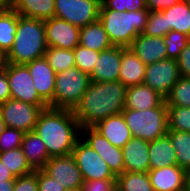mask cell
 <instances>
[{"mask_svg":"<svg viewBox=\"0 0 190 191\" xmlns=\"http://www.w3.org/2000/svg\"><path fill=\"white\" fill-rule=\"evenodd\" d=\"M121 69V46H112L103 50L89 75L92 82L118 81Z\"/></svg>","mask_w":190,"mask_h":191,"instance_id":"obj_16","label":"cell"},{"mask_svg":"<svg viewBox=\"0 0 190 191\" xmlns=\"http://www.w3.org/2000/svg\"><path fill=\"white\" fill-rule=\"evenodd\" d=\"M14 0H0V8L4 11L13 9Z\"/></svg>","mask_w":190,"mask_h":191,"instance_id":"obj_49","label":"cell"},{"mask_svg":"<svg viewBox=\"0 0 190 191\" xmlns=\"http://www.w3.org/2000/svg\"><path fill=\"white\" fill-rule=\"evenodd\" d=\"M13 191H38L37 170L28 175L16 177Z\"/></svg>","mask_w":190,"mask_h":191,"instance_id":"obj_41","label":"cell"},{"mask_svg":"<svg viewBox=\"0 0 190 191\" xmlns=\"http://www.w3.org/2000/svg\"><path fill=\"white\" fill-rule=\"evenodd\" d=\"M45 58L56 74L75 67L73 50L48 47Z\"/></svg>","mask_w":190,"mask_h":191,"instance_id":"obj_32","label":"cell"},{"mask_svg":"<svg viewBox=\"0 0 190 191\" xmlns=\"http://www.w3.org/2000/svg\"><path fill=\"white\" fill-rule=\"evenodd\" d=\"M71 155L84 180L116 179L108 164L81 137L76 141Z\"/></svg>","mask_w":190,"mask_h":191,"instance_id":"obj_7","label":"cell"},{"mask_svg":"<svg viewBox=\"0 0 190 191\" xmlns=\"http://www.w3.org/2000/svg\"><path fill=\"white\" fill-rule=\"evenodd\" d=\"M167 135L176 151L177 165L188 173L190 171V132L168 130Z\"/></svg>","mask_w":190,"mask_h":191,"instance_id":"obj_29","label":"cell"},{"mask_svg":"<svg viewBox=\"0 0 190 191\" xmlns=\"http://www.w3.org/2000/svg\"><path fill=\"white\" fill-rule=\"evenodd\" d=\"M181 77L190 78V41L176 59Z\"/></svg>","mask_w":190,"mask_h":191,"instance_id":"obj_43","label":"cell"},{"mask_svg":"<svg viewBox=\"0 0 190 191\" xmlns=\"http://www.w3.org/2000/svg\"><path fill=\"white\" fill-rule=\"evenodd\" d=\"M0 160L14 174L15 177L28 175L34 172L28 164L21 147L0 152Z\"/></svg>","mask_w":190,"mask_h":191,"instance_id":"obj_31","label":"cell"},{"mask_svg":"<svg viewBox=\"0 0 190 191\" xmlns=\"http://www.w3.org/2000/svg\"><path fill=\"white\" fill-rule=\"evenodd\" d=\"M101 0H55V17L82 28L99 20Z\"/></svg>","mask_w":190,"mask_h":191,"instance_id":"obj_8","label":"cell"},{"mask_svg":"<svg viewBox=\"0 0 190 191\" xmlns=\"http://www.w3.org/2000/svg\"><path fill=\"white\" fill-rule=\"evenodd\" d=\"M33 84L39 96L49 105L53 101L56 73L44 57L35 59L27 64Z\"/></svg>","mask_w":190,"mask_h":191,"instance_id":"obj_15","label":"cell"},{"mask_svg":"<svg viewBox=\"0 0 190 191\" xmlns=\"http://www.w3.org/2000/svg\"><path fill=\"white\" fill-rule=\"evenodd\" d=\"M167 106L190 107V78L180 77L165 97Z\"/></svg>","mask_w":190,"mask_h":191,"instance_id":"obj_33","label":"cell"},{"mask_svg":"<svg viewBox=\"0 0 190 191\" xmlns=\"http://www.w3.org/2000/svg\"><path fill=\"white\" fill-rule=\"evenodd\" d=\"M42 170L66 190L81 189L84 182L82 173L71 154L51 157Z\"/></svg>","mask_w":190,"mask_h":191,"instance_id":"obj_13","label":"cell"},{"mask_svg":"<svg viewBox=\"0 0 190 191\" xmlns=\"http://www.w3.org/2000/svg\"><path fill=\"white\" fill-rule=\"evenodd\" d=\"M180 77L177 60L168 58L147 64L143 84L165 98Z\"/></svg>","mask_w":190,"mask_h":191,"instance_id":"obj_11","label":"cell"},{"mask_svg":"<svg viewBox=\"0 0 190 191\" xmlns=\"http://www.w3.org/2000/svg\"><path fill=\"white\" fill-rule=\"evenodd\" d=\"M117 191H154L147 172H126L116 176Z\"/></svg>","mask_w":190,"mask_h":191,"instance_id":"obj_28","label":"cell"},{"mask_svg":"<svg viewBox=\"0 0 190 191\" xmlns=\"http://www.w3.org/2000/svg\"><path fill=\"white\" fill-rule=\"evenodd\" d=\"M80 137L108 164L109 169L115 176L124 172L122 148L112 145L108 139L93 127H81Z\"/></svg>","mask_w":190,"mask_h":191,"instance_id":"obj_12","label":"cell"},{"mask_svg":"<svg viewBox=\"0 0 190 191\" xmlns=\"http://www.w3.org/2000/svg\"><path fill=\"white\" fill-rule=\"evenodd\" d=\"M181 1L182 0H146V7L149 11H163Z\"/></svg>","mask_w":190,"mask_h":191,"instance_id":"obj_44","label":"cell"},{"mask_svg":"<svg viewBox=\"0 0 190 191\" xmlns=\"http://www.w3.org/2000/svg\"><path fill=\"white\" fill-rule=\"evenodd\" d=\"M38 191H66L56 180L47 175L43 170H37Z\"/></svg>","mask_w":190,"mask_h":191,"instance_id":"obj_42","label":"cell"},{"mask_svg":"<svg viewBox=\"0 0 190 191\" xmlns=\"http://www.w3.org/2000/svg\"><path fill=\"white\" fill-rule=\"evenodd\" d=\"M129 48L146 65L167 59L163 37L147 36L140 33Z\"/></svg>","mask_w":190,"mask_h":191,"instance_id":"obj_19","label":"cell"},{"mask_svg":"<svg viewBox=\"0 0 190 191\" xmlns=\"http://www.w3.org/2000/svg\"><path fill=\"white\" fill-rule=\"evenodd\" d=\"M142 34L164 37L167 34V22L163 11H150Z\"/></svg>","mask_w":190,"mask_h":191,"instance_id":"obj_37","label":"cell"},{"mask_svg":"<svg viewBox=\"0 0 190 191\" xmlns=\"http://www.w3.org/2000/svg\"><path fill=\"white\" fill-rule=\"evenodd\" d=\"M124 171L126 172H148L149 142L140 138L132 137L122 148Z\"/></svg>","mask_w":190,"mask_h":191,"instance_id":"obj_18","label":"cell"},{"mask_svg":"<svg viewBox=\"0 0 190 191\" xmlns=\"http://www.w3.org/2000/svg\"><path fill=\"white\" fill-rule=\"evenodd\" d=\"M11 98V92L5 69L0 71V104Z\"/></svg>","mask_w":190,"mask_h":191,"instance_id":"obj_45","label":"cell"},{"mask_svg":"<svg viewBox=\"0 0 190 191\" xmlns=\"http://www.w3.org/2000/svg\"><path fill=\"white\" fill-rule=\"evenodd\" d=\"M149 163L150 170L177 165L176 151L167 134L149 142Z\"/></svg>","mask_w":190,"mask_h":191,"instance_id":"obj_24","label":"cell"},{"mask_svg":"<svg viewBox=\"0 0 190 191\" xmlns=\"http://www.w3.org/2000/svg\"><path fill=\"white\" fill-rule=\"evenodd\" d=\"M111 10L118 12L148 10L146 0H101Z\"/></svg>","mask_w":190,"mask_h":191,"instance_id":"obj_39","label":"cell"},{"mask_svg":"<svg viewBox=\"0 0 190 191\" xmlns=\"http://www.w3.org/2000/svg\"><path fill=\"white\" fill-rule=\"evenodd\" d=\"M146 66L129 47L121 46V69L118 81L127 88L142 84Z\"/></svg>","mask_w":190,"mask_h":191,"instance_id":"obj_20","label":"cell"},{"mask_svg":"<svg viewBox=\"0 0 190 191\" xmlns=\"http://www.w3.org/2000/svg\"><path fill=\"white\" fill-rule=\"evenodd\" d=\"M7 80L11 98L37 106H49L38 94L32 76L25 64L8 63L6 68Z\"/></svg>","mask_w":190,"mask_h":191,"instance_id":"obj_10","label":"cell"},{"mask_svg":"<svg viewBox=\"0 0 190 191\" xmlns=\"http://www.w3.org/2000/svg\"><path fill=\"white\" fill-rule=\"evenodd\" d=\"M6 123L4 122L3 118H2V114L0 111V135L2 134V132L6 129Z\"/></svg>","mask_w":190,"mask_h":191,"instance_id":"obj_50","label":"cell"},{"mask_svg":"<svg viewBox=\"0 0 190 191\" xmlns=\"http://www.w3.org/2000/svg\"><path fill=\"white\" fill-rule=\"evenodd\" d=\"M14 181H0V191H13Z\"/></svg>","mask_w":190,"mask_h":191,"instance_id":"obj_47","label":"cell"},{"mask_svg":"<svg viewBox=\"0 0 190 191\" xmlns=\"http://www.w3.org/2000/svg\"><path fill=\"white\" fill-rule=\"evenodd\" d=\"M21 149L34 171L42 170L51 158L47 153L44 142L34 131L24 134Z\"/></svg>","mask_w":190,"mask_h":191,"instance_id":"obj_23","label":"cell"},{"mask_svg":"<svg viewBox=\"0 0 190 191\" xmlns=\"http://www.w3.org/2000/svg\"><path fill=\"white\" fill-rule=\"evenodd\" d=\"M14 174L0 160V181H15Z\"/></svg>","mask_w":190,"mask_h":191,"instance_id":"obj_46","label":"cell"},{"mask_svg":"<svg viewBox=\"0 0 190 191\" xmlns=\"http://www.w3.org/2000/svg\"><path fill=\"white\" fill-rule=\"evenodd\" d=\"M165 98L145 84L131 86L126 89L124 109L146 110L158 107Z\"/></svg>","mask_w":190,"mask_h":191,"instance_id":"obj_22","label":"cell"},{"mask_svg":"<svg viewBox=\"0 0 190 191\" xmlns=\"http://www.w3.org/2000/svg\"><path fill=\"white\" fill-rule=\"evenodd\" d=\"M154 191H187V172L171 165L148 172Z\"/></svg>","mask_w":190,"mask_h":191,"instance_id":"obj_17","label":"cell"},{"mask_svg":"<svg viewBox=\"0 0 190 191\" xmlns=\"http://www.w3.org/2000/svg\"><path fill=\"white\" fill-rule=\"evenodd\" d=\"M168 130L190 132V107L167 106Z\"/></svg>","mask_w":190,"mask_h":191,"instance_id":"obj_34","label":"cell"},{"mask_svg":"<svg viewBox=\"0 0 190 191\" xmlns=\"http://www.w3.org/2000/svg\"><path fill=\"white\" fill-rule=\"evenodd\" d=\"M121 113L134 138L152 142L168 132V110L165 100L156 108L142 111L123 109Z\"/></svg>","mask_w":190,"mask_h":191,"instance_id":"obj_5","label":"cell"},{"mask_svg":"<svg viewBox=\"0 0 190 191\" xmlns=\"http://www.w3.org/2000/svg\"><path fill=\"white\" fill-rule=\"evenodd\" d=\"M66 191H82L81 189H69V190H66Z\"/></svg>","mask_w":190,"mask_h":191,"instance_id":"obj_52","label":"cell"},{"mask_svg":"<svg viewBox=\"0 0 190 191\" xmlns=\"http://www.w3.org/2000/svg\"><path fill=\"white\" fill-rule=\"evenodd\" d=\"M186 1L188 3L189 9H190V0H186Z\"/></svg>","mask_w":190,"mask_h":191,"instance_id":"obj_53","label":"cell"},{"mask_svg":"<svg viewBox=\"0 0 190 191\" xmlns=\"http://www.w3.org/2000/svg\"><path fill=\"white\" fill-rule=\"evenodd\" d=\"M73 53L75 57V67L90 75L100 52L77 45L73 49Z\"/></svg>","mask_w":190,"mask_h":191,"instance_id":"obj_35","label":"cell"},{"mask_svg":"<svg viewBox=\"0 0 190 191\" xmlns=\"http://www.w3.org/2000/svg\"><path fill=\"white\" fill-rule=\"evenodd\" d=\"M82 191H117L116 179L84 180Z\"/></svg>","mask_w":190,"mask_h":191,"instance_id":"obj_40","label":"cell"},{"mask_svg":"<svg viewBox=\"0 0 190 191\" xmlns=\"http://www.w3.org/2000/svg\"><path fill=\"white\" fill-rule=\"evenodd\" d=\"M163 41L166 45L167 59L176 60L190 41V37L171 30L163 37Z\"/></svg>","mask_w":190,"mask_h":191,"instance_id":"obj_36","label":"cell"},{"mask_svg":"<svg viewBox=\"0 0 190 191\" xmlns=\"http://www.w3.org/2000/svg\"><path fill=\"white\" fill-rule=\"evenodd\" d=\"M24 134L21 130L6 127L0 135V152L20 148Z\"/></svg>","mask_w":190,"mask_h":191,"instance_id":"obj_38","label":"cell"},{"mask_svg":"<svg viewBox=\"0 0 190 191\" xmlns=\"http://www.w3.org/2000/svg\"><path fill=\"white\" fill-rule=\"evenodd\" d=\"M8 64L7 53L0 48V71L4 70Z\"/></svg>","mask_w":190,"mask_h":191,"instance_id":"obj_48","label":"cell"},{"mask_svg":"<svg viewBox=\"0 0 190 191\" xmlns=\"http://www.w3.org/2000/svg\"><path fill=\"white\" fill-rule=\"evenodd\" d=\"M80 125L73 111L47 107L41 111L34 132L44 142L50 157L71 154L80 138Z\"/></svg>","mask_w":190,"mask_h":191,"instance_id":"obj_2","label":"cell"},{"mask_svg":"<svg viewBox=\"0 0 190 191\" xmlns=\"http://www.w3.org/2000/svg\"><path fill=\"white\" fill-rule=\"evenodd\" d=\"M90 83V76L77 67L57 73L54 97L49 107L73 110Z\"/></svg>","mask_w":190,"mask_h":191,"instance_id":"obj_6","label":"cell"},{"mask_svg":"<svg viewBox=\"0 0 190 191\" xmlns=\"http://www.w3.org/2000/svg\"><path fill=\"white\" fill-rule=\"evenodd\" d=\"M79 45L99 52L113 46L99 20L80 28Z\"/></svg>","mask_w":190,"mask_h":191,"instance_id":"obj_26","label":"cell"},{"mask_svg":"<svg viewBox=\"0 0 190 191\" xmlns=\"http://www.w3.org/2000/svg\"><path fill=\"white\" fill-rule=\"evenodd\" d=\"M187 191H190V171L187 173Z\"/></svg>","mask_w":190,"mask_h":191,"instance_id":"obj_51","label":"cell"},{"mask_svg":"<svg viewBox=\"0 0 190 191\" xmlns=\"http://www.w3.org/2000/svg\"><path fill=\"white\" fill-rule=\"evenodd\" d=\"M44 20L18 17L14 43L7 53L11 64H27L45 56L47 51Z\"/></svg>","mask_w":190,"mask_h":191,"instance_id":"obj_3","label":"cell"},{"mask_svg":"<svg viewBox=\"0 0 190 191\" xmlns=\"http://www.w3.org/2000/svg\"><path fill=\"white\" fill-rule=\"evenodd\" d=\"M93 128L108 139L112 145L119 148H123L133 137L122 113L109 116L97 123Z\"/></svg>","mask_w":190,"mask_h":191,"instance_id":"obj_21","label":"cell"},{"mask_svg":"<svg viewBox=\"0 0 190 191\" xmlns=\"http://www.w3.org/2000/svg\"><path fill=\"white\" fill-rule=\"evenodd\" d=\"M167 34L172 30L190 37V9L186 0L163 10Z\"/></svg>","mask_w":190,"mask_h":191,"instance_id":"obj_27","label":"cell"},{"mask_svg":"<svg viewBox=\"0 0 190 191\" xmlns=\"http://www.w3.org/2000/svg\"><path fill=\"white\" fill-rule=\"evenodd\" d=\"M19 14L14 10H6L0 14V48L8 53L11 49L17 30Z\"/></svg>","mask_w":190,"mask_h":191,"instance_id":"obj_30","label":"cell"},{"mask_svg":"<svg viewBox=\"0 0 190 191\" xmlns=\"http://www.w3.org/2000/svg\"><path fill=\"white\" fill-rule=\"evenodd\" d=\"M126 89L120 81H91L72 110L80 127H93L109 116L121 113L125 105Z\"/></svg>","mask_w":190,"mask_h":191,"instance_id":"obj_1","label":"cell"},{"mask_svg":"<svg viewBox=\"0 0 190 191\" xmlns=\"http://www.w3.org/2000/svg\"><path fill=\"white\" fill-rule=\"evenodd\" d=\"M49 106H37L10 98L0 104L2 118L8 128L32 132L41 111Z\"/></svg>","mask_w":190,"mask_h":191,"instance_id":"obj_9","label":"cell"},{"mask_svg":"<svg viewBox=\"0 0 190 191\" xmlns=\"http://www.w3.org/2000/svg\"><path fill=\"white\" fill-rule=\"evenodd\" d=\"M44 26L48 47L73 50L79 45V27L58 17L44 20Z\"/></svg>","mask_w":190,"mask_h":191,"instance_id":"obj_14","label":"cell"},{"mask_svg":"<svg viewBox=\"0 0 190 191\" xmlns=\"http://www.w3.org/2000/svg\"><path fill=\"white\" fill-rule=\"evenodd\" d=\"M13 9L23 17L47 20L55 17V0H14Z\"/></svg>","mask_w":190,"mask_h":191,"instance_id":"obj_25","label":"cell"},{"mask_svg":"<svg viewBox=\"0 0 190 191\" xmlns=\"http://www.w3.org/2000/svg\"><path fill=\"white\" fill-rule=\"evenodd\" d=\"M149 12V10L118 12L108 9L101 2L99 21L103 24L113 46L129 47L144 31Z\"/></svg>","mask_w":190,"mask_h":191,"instance_id":"obj_4","label":"cell"}]
</instances>
